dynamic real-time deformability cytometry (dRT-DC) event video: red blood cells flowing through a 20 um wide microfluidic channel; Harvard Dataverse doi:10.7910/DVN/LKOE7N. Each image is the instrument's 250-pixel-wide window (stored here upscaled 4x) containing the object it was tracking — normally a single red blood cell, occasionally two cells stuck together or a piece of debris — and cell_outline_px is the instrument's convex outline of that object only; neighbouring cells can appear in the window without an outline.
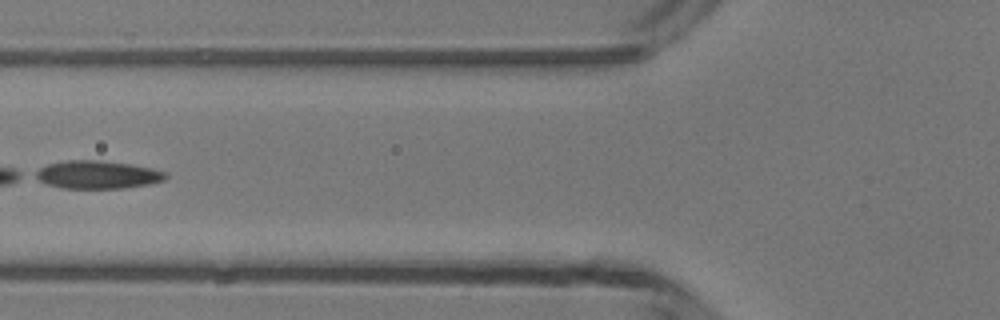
{"species": "common noctule bat (a hibernating species)", "species_latin": "Nyctalus noctula", "temperature_condition": "room temperature", "stored_images_in_passage": 4, "camera_frame_rate_fps": 3000, "um_per_image_px": 0.085, "animal": {"sex": "male", "body_mass_g": 13.3}, "frame": {"image": 1, "passage_image": 4, "time_ms": 3.667, "image_size_px": [1000, 320], "cell_outline_px": [[168, 176], [164, 180], [148, 184], [124, 188], [60, 188], [48, 184], [32, 176], [32, 172], [48, 164], [68, 160], [100, 160], [132, 164], [152, 168], [168, 172]], "centroid_in_image_um": [8.28, 14.84], "position_along_channel_um": 117.5, "area_um2": 21.39}}